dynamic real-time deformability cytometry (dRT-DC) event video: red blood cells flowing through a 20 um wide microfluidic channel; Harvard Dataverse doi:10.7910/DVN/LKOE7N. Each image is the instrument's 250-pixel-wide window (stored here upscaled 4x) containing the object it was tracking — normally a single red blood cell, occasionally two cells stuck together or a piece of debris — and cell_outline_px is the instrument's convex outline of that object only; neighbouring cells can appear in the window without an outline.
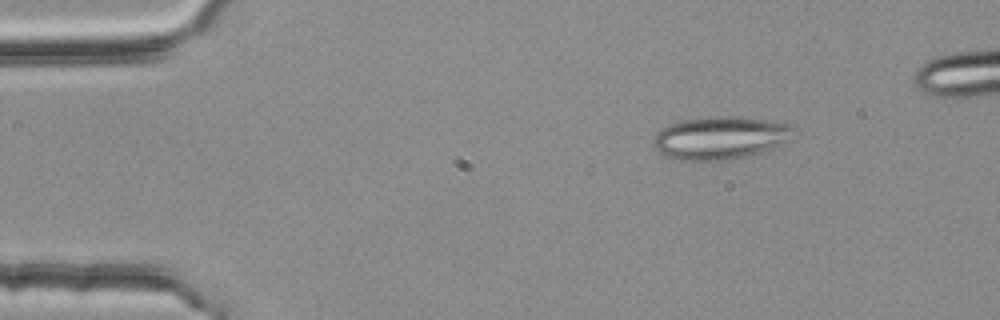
{"species": "common noctule bat (a hibernating species)", "species_latin": "Nyctalus noctula", "temperature_condition": "room temperature", "stored_images_in_passage": 4, "camera_frame_rate_fps": 3000, "um_per_image_px": 0.085, "animal": {"sex": "female", "body_mass_g": 25.1}, "frame": {"image": 1, "passage_image": 1, "time_ms": 0.0, "image_size_px": [1000, 320], "cell_outline_px": [[800, 132], [792, 140], [784, 144], [760, 152], [744, 156], [724, 160], [680, 160], [664, 156], [652, 144], [652, 140], [656, 132], [668, 124], [684, 120], [716, 116], [724, 116], [764, 120], [788, 124], [796, 128]], "centroid_in_image_um": [61.26, 11.72], "position_along_channel_um": 23.7, "area_um2": 35.08}}